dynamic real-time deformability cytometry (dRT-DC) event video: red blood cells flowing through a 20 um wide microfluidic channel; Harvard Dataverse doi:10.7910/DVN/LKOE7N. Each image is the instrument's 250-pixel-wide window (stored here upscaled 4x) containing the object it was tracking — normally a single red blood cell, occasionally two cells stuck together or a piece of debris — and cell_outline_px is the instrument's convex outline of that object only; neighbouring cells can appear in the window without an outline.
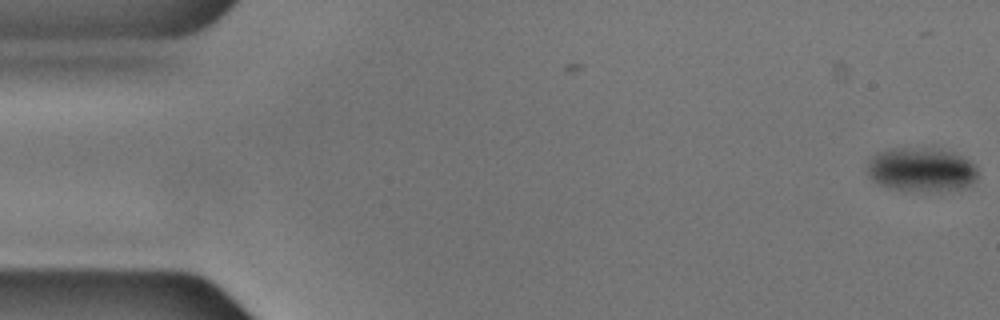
{"species": "common noctule bat (a hibernating species)", "species_latin": "Nyctalus noctula", "temperature_condition": "cold", "stored_images_in_passage": 5, "camera_frame_rate_fps": 3000, "um_per_image_px": 0.085, "animal": {"sex": "male", "body_mass_g": 17.9, "forearm_length_mm": 54.2}, "frame": {"image": 1, "passage_image": 5, "time_ms": 1.333, "image_size_px": [1000, 320], "cell_outline_px": [[976, 180], [972, 184], [964, 188], [916, 192], [888, 188], [872, 180], [868, 176], [868, 160], [876, 152], [892, 148], [932, 148], [952, 152], [964, 156], [976, 164]], "centroid_in_image_um": [78.31, 14.42], "position_along_channel_um": 6.7, "area_um2": 28.73}}